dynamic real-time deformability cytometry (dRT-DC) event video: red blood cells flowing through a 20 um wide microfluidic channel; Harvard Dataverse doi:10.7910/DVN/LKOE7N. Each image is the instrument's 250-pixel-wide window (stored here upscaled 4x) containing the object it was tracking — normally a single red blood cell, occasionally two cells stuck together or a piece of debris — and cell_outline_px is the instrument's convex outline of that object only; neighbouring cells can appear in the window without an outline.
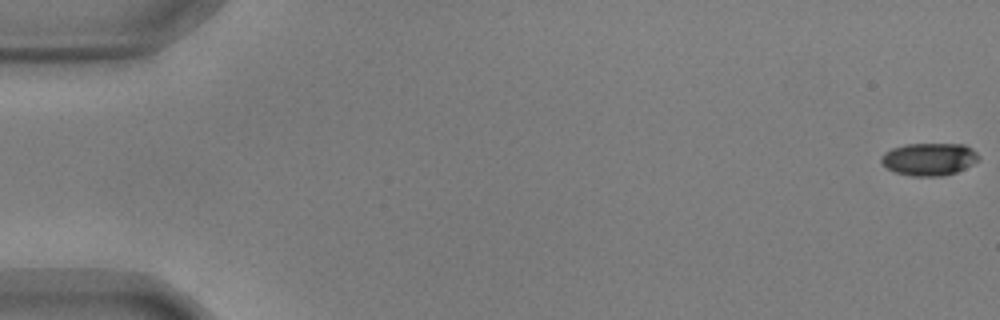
{"species": "common noctule bat (a hibernating species)", "species_latin": "Nyctalus noctula", "temperature_condition": "warm", "stored_images_in_passage": 56, "camera_frame_rate_fps": 3000, "um_per_image_px": 0.085, "animal": {"sex": "male", "body_mass_g": 17.9, "forearm_length_mm": 54.2}, "frame": {"image": 1, "passage_image": 1, "time_ms": 0.0, "image_size_px": [1000, 320], "cell_outline_px": [[980, 160], [956, 172], [944, 176], [912, 176], [896, 172], [888, 168], [880, 160], [880, 156], [884, 152], [892, 148], [908, 144], [964, 144], [972, 148], [980, 156]], "centroid_in_image_um": [79.0, 13.52], "position_along_channel_um": 6.0, "area_um2": 18.5}}
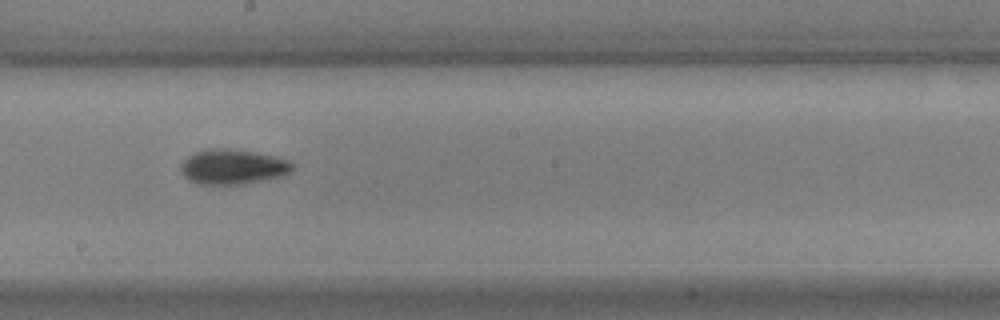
{"frame": {"image": 2, "passage_image": 32, "time_ms": 10.333, "image_size_px": [1000, 320], "cell_outline_px": [[292, 172], [280, 176], [264, 180], [244, 184], [200, 184], [188, 180], [180, 172], [180, 164], [188, 156], [204, 148], [232, 148], [276, 156], [288, 160], [292, 164]], "centroid_in_image_um": [19.76, 14.16], "position_along_channel_um": 228.4, "area_um2": 22.95}}
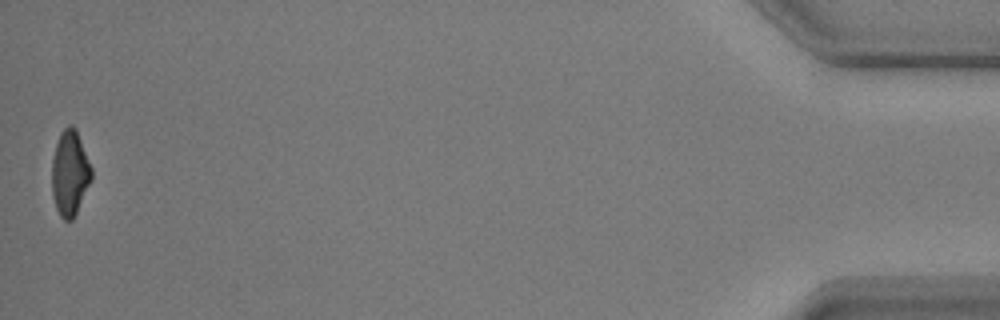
{"frame": {"image": 3, "passage_image": 56, "time_ms": 18.333, "image_size_px": [1000, 320], "cell_outline_px": [[92, 180], [72, 220], [64, 220], [60, 216], [56, 208], [52, 196], [52, 160], [56, 144], [60, 132], [68, 124], [72, 124], [76, 128], [92, 168]], "centroid_in_image_um": [5.94, 14.69], "position_along_channel_um": 429.3, "area_um2": 19.77}, "authors_computed_cell_mechanics": {"area_um2": 20.4323, "velocity_mm_per_s": 3.6423, "shape_relaxation_time_tau1_ms": 3.6118, "shape_relaxation_time_tau2_ms": 5.6924, "deformation_change_tau1": 0.1486, "deformation_change_tau2": 0.0975}}